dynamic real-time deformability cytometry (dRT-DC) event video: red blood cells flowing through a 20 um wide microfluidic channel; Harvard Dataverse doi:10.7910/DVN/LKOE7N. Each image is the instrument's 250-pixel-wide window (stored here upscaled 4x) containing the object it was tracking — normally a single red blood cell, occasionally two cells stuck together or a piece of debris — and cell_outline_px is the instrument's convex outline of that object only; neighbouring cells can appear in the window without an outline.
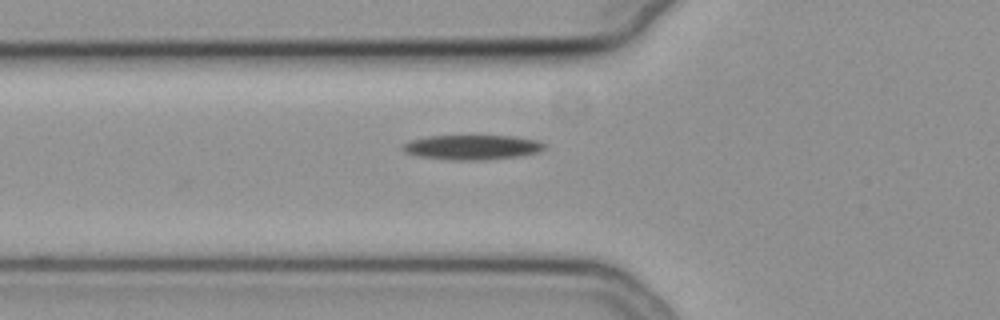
{"species": "common noctule bat (a hibernating species)", "species_latin": "Nyctalus noctula", "temperature_condition": "cold", "stored_images_in_passage": 24, "camera_frame_rate_fps": 3000, "um_per_image_px": 0.085, "animal": {"sex": "female", "body_mass_g": 19.3, "forearm_length_mm": 54.1}, "frame": {"image": 1, "passage_image": 2, "time_ms": 0.333, "image_size_px": [1000, 320], "cell_outline_px": [[544, 148], [536, 152], [520, 156], [484, 160], [452, 160], [416, 156], [404, 152], [400, 148], [400, 144], [412, 140], [428, 136], [512, 136], [536, 140], [544, 144]], "centroid_in_image_um": [40.05, 12.52], "position_along_channel_um": 85.8, "area_um2": 20.4}}
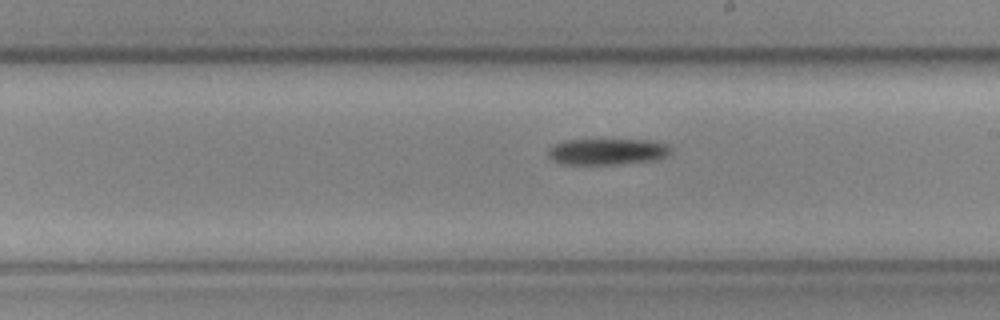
{"frame": {"image": 2, "passage_image": 14, "time_ms": 4.333, "image_size_px": [1000, 320], "cell_outline_px": [[672, 152], [656, 160], [620, 164], [560, 164], [552, 160], [548, 156], [548, 148], [564, 140], [648, 140], [668, 144], [672, 148]], "centroid_in_image_um": [51.62, 12.89], "position_along_channel_um": 237.4, "area_um2": 18.84}}
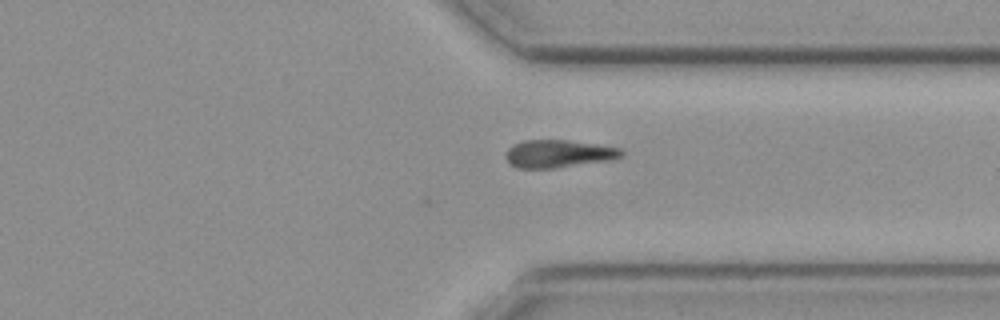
{"frame": {"image": 3, "passage_image": 24, "time_ms": 7.667, "image_size_px": [1000, 320], "cell_outline_px": [[624, 156], [612, 160], [556, 168], [516, 168], [508, 164], [504, 156], [508, 148], [512, 144], [524, 140], [568, 140], [596, 144], [620, 148], [624, 152]], "centroid_in_image_um": [47.45, 13.07], "position_along_channel_um": 364.0, "area_um2": 19.02}}